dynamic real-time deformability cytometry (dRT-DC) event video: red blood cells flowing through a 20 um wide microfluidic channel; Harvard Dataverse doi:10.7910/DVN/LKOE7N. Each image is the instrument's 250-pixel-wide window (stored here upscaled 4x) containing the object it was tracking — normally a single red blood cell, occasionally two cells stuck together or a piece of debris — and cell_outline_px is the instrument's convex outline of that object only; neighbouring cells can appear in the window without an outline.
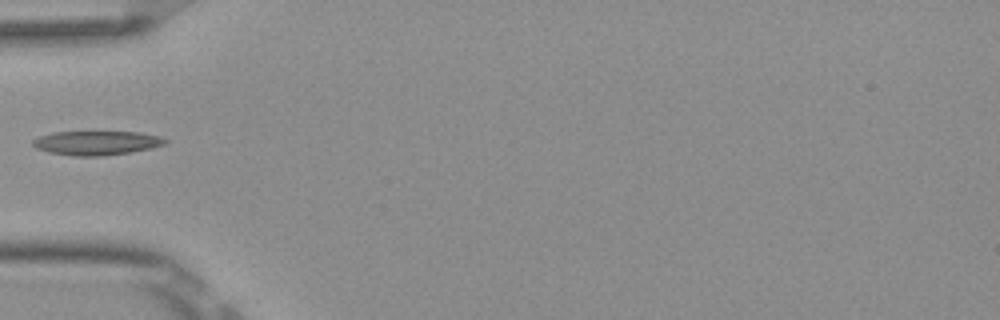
{"species": "Egyptian fruit bat (a non-hibernating species)", "species_latin": "Rousettus aegyptiacus", "temperature_condition": "room temperature", "stored_images_in_passage": 6, "camera_frame_rate_fps": 3000, "um_per_image_px": 0.085, "frame": {"image": 1, "passage_image": 5, "time_ms": 1.333, "image_size_px": [1000, 320], "cell_outline_px": [[168, 140], [164, 144], [152, 148], [128, 152], [100, 156], [76, 156], [48, 152], [36, 148], [32, 144], [32, 140], [40, 136], [56, 132], [140, 132], [160, 136]], "centroid_in_image_um": [8.21, 12.14], "position_along_channel_um": 76.8, "area_um2": 18.44}}
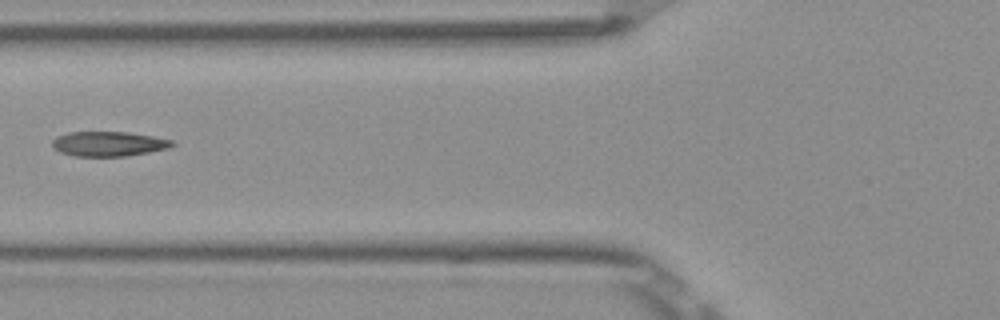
{"frame": {"image": 2, "passage_image": 6, "time_ms": 1.667, "image_size_px": [1000, 320], "cell_outline_px": [[176, 144], [168, 148], [128, 156], [72, 156], [60, 152], [52, 148], [52, 140], [56, 136], [68, 132], [128, 132], [152, 136], [172, 140]], "centroid_in_image_um": [9.19, 12.23], "position_along_channel_um": 116.6, "area_um2": 17.4}}